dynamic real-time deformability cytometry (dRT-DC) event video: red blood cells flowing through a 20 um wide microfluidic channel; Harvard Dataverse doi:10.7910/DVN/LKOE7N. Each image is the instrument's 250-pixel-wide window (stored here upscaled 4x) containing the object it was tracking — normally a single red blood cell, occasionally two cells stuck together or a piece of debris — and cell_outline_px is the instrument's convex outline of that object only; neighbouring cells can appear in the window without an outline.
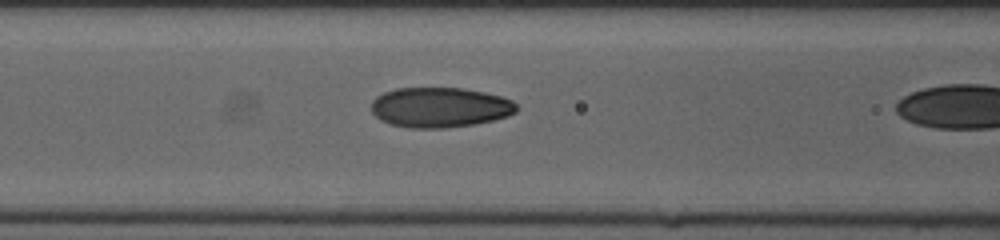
{"species": "human", "species_latin": "Homo sapiens", "temperature_condition": "cold", "stored_images_in_passage": 18, "camera_frame_rate_fps": 3000, "um_per_image_px": 0.085, "donor": {"sex": "female"}, "frame": {"image": 1, "passage_image": 17, "time_ms": 5.333, "image_size_px": [1000, 240], "cell_outline_px": [[520, 108], [516, 112], [508, 116], [476, 124], [444, 128], [408, 128], [392, 124], [380, 120], [372, 112], [372, 100], [376, 96], [384, 92], [396, 88], [460, 88], [484, 92], [500, 96], [512, 100]], "centroid_in_image_um": [37.4, 9.13], "position_along_channel_um": 129.2, "area_um2": 34.04}}